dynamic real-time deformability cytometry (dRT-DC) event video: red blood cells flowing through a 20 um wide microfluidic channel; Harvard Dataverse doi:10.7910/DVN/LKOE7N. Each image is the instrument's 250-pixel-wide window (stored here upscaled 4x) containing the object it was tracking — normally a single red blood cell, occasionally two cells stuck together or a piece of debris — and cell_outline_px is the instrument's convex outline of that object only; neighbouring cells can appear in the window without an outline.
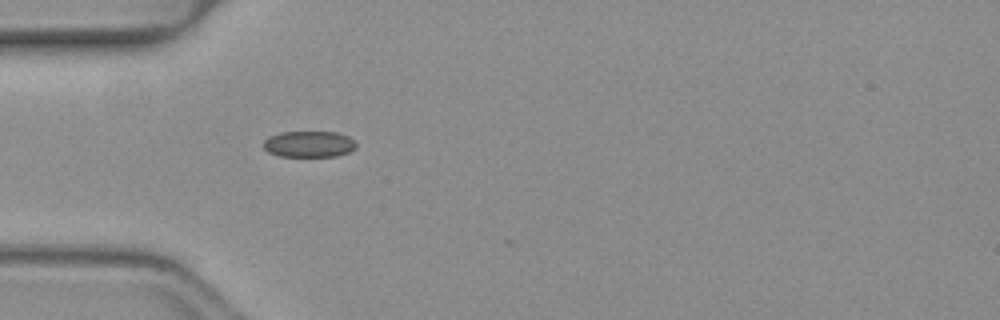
{"species": "common noctule bat (a hibernating species)", "species_latin": "Nyctalus noctula", "temperature_condition": "warm", "stored_images_in_passage": 5, "camera_frame_rate_fps": 3000, "um_per_image_px": 0.085, "animal": {"sex": "female", "body_mass_g": 19.3, "forearm_length_mm": 54.1}, "frame": {"image": 1, "passage_image": 1, "time_ms": 0.0, "image_size_px": [1000, 320], "cell_outline_px": [[356, 148], [348, 152], [336, 156], [280, 156], [268, 152], [264, 148], [264, 140], [268, 136], [280, 132], [336, 132], [348, 136], [356, 144]], "centroid_in_image_um": [26.24, 12.24], "position_along_channel_um": 58.8, "area_um2": 14.1}}
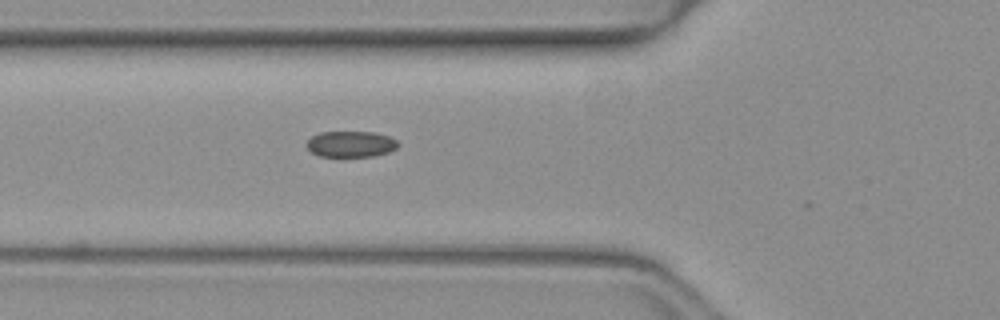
{"frame": {"image": 2, "passage_image": 4, "time_ms": 1.0, "image_size_px": [1000, 320], "cell_outline_px": [[400, 144], [396, 148], [388, 152], [376, 156], [320, 156], [312, 152], [304, 144], [312, 136], [320, 132], [372, 132], [388, 136], [396, 140]], "centroid_in_image_um": [29.81, 12.24], "position_along_channel_um": 96.0, "area_um2": 13.81}}